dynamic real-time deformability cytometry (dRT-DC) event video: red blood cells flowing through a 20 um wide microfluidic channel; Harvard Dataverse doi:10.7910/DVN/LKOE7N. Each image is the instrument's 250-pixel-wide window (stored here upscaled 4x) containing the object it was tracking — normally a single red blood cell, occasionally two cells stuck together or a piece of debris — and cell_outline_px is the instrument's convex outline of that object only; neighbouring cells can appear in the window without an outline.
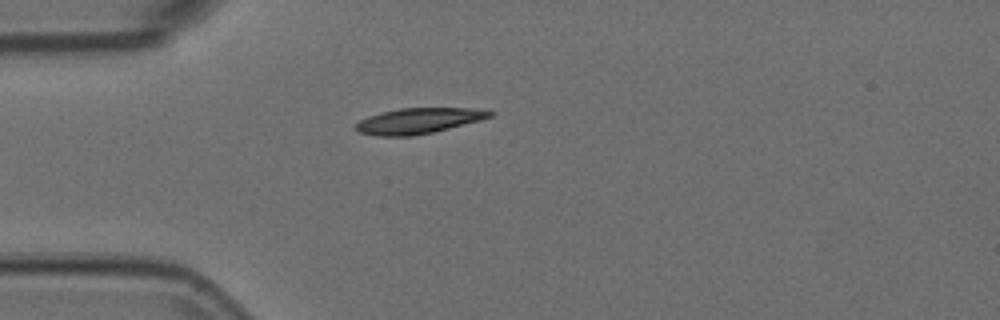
{"species": "Egyptian fruit bat (a non-hibernating species)", "species_latin": "Rousettus aegyptiacus", "temperature_condition": "room temperature", "stored_images_in_passage": 2, "camera_frame_rate_fps": 3000, "um_per_image_px": 0.085, "animal": {"sex": "female"}, "frame": {"image": 1, "passage_image": 1, "time_ms": 0.0, "image_size_px": [1000, 320], "cell_outline_px": [[496, 112], [492, 116], [480, 120], [432, 132], [412, 136], [376, 136], [360, 132], [356, 128], [356, 124], [360, 120], [368, 116], [380, 112], [400, 108], [480, 108]], "centroid_in_image_um": [35.59, 10.25], "position_along_channel_um": 49.4, "area_um2": 19.94}}